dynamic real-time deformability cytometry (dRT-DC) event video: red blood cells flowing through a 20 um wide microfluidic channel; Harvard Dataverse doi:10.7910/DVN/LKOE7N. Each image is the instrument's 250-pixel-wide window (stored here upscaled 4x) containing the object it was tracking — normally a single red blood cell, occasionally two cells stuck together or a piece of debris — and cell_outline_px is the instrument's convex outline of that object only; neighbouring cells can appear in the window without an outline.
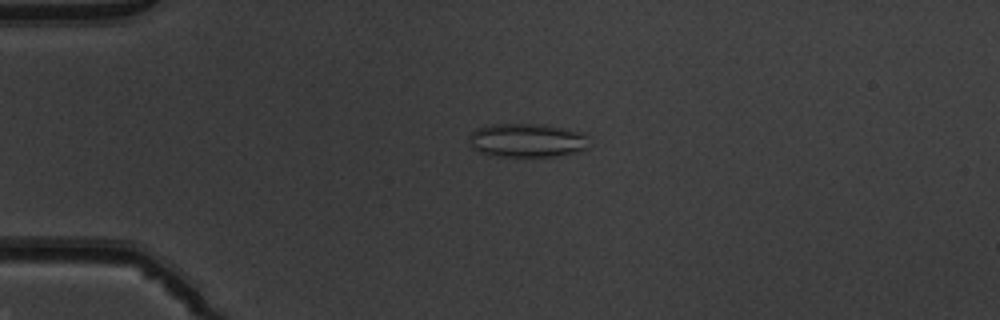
{"species": "common noctule bat (a hibernating species)", "species_latin": "Nyctalus noctula", "temperature_condition": "warm", "stored_images_in_passage": 50, "camera_frame_rate_fps": 3000, "um_per_image_px": 0.085, "animal": {"sex": "male", "body_mass_g": 19.5, "forearm_length_mm": 54.6}, "frame": {"image": 1, "passage_image": 12, "time_ms": 3.667, "image_size_px": [1000, 320], "cell_outline_px": [[584, 148], [576, 152], [556, 156], [488, 156], [472, 148], [468, 136], [476, 128], [488, 124], [544, 124], [584, 132]], "centroid_in_image_um": [44.69, 11.92], "position_along_channel_um": 40.3, "area_um2": 23.52}}
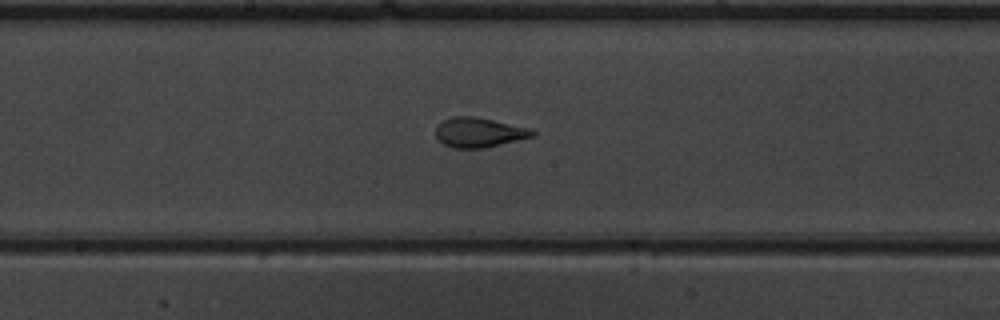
{"frame": {"image": 2, "passage_image": 27, "time_ms": 8.667, "image_size_px": [1000, 320], "cell_outline_px": [[536, 136], [484, 148], [452, 148], [444, 144], [436, 136], [436, 124], [452, 116], [476, 116], [528, 128], [536, 132]], "centroid_in_image_um": [40.7, 11.25], "position_along_channel_um": 207.5, "area_um2": 16.76}}
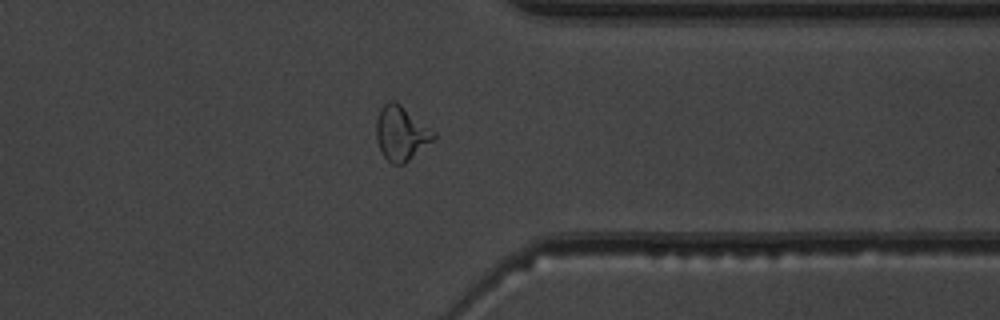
{"frame": {"image": 3, "passage_image": 40, "time_ms": 13.0, "image_size_px": [1000, 320], "cell_outline_px": [[436, 136], [432, 140], [404, 164], [392, 164], [380, 152], [376, 136], [376, 120], [380, 108], [388, 100], [396, 100], [436, 132]], "centroid_in_image_um": [34.07, 11.29], "position_along_channel_um": 377.3, "area_um2": 18.21}, "authors_computed_cell_mechanics": {"area_um2": 18.4382, "velocity_mm_per_s": 4.0062, "shape_relaxation_time_tau1_ms": 9.7183, "shape_relaxation_time_tau2_ms": 0.8802, "deformation_change_tau1": 0.2277, "deformation_change_tau2": 0.0728}}